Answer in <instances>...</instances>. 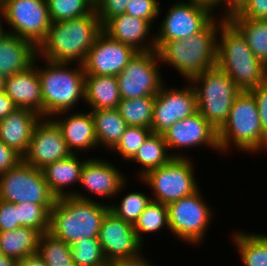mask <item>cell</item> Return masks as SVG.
<instances>
[{
  "label": "cell",
  "mask_w": 267,
  "mask_h": 266,
  "mask_svg": "<svg viewBox=\"0 0 267 266\" xmlns=\"http://www.w3.org/2000/svg\"><path fill=\"white\" fill-rule=\"evenodd\" d=\"M226 19L218 15L203 30L185 39L155 42L161 66H172L183 81L217 66L218 33Z\"/></svg>",
  "instance_id": "6da1fadb"
},
{
  "label": "cell",
  "mask_w": 267,
  "mask_h": 266,
  "mask_svg": "<svg viewBox=\"0 0 267 266\" xmlns=\"http://www.w3.org/2000/svg\"><path fill=\"white\" fill-rule=\"evenodd\" d=\"M96 8L88 15L51 22L37 56L56 63L83 64L96 37L102 32Z\"/></svg>",
  "instance_id": "7a4b0ae2"
},
{
  "label": "cell",
  "mask_w": 267,
  "mask_h": 266,
  "mask_svg": "<svg viewBox=\"0 0 267 266\" xmlns=\"http://www.w3.org/2000/svg\"><path fill=\"white\" fill-rule=\"evenodd\" d=\"M33 63L37 66L41 84L43 118H52L58 113L72 111L85 100L86 74L83 64L56 63L38 56ZM39 63L45 64L41 66Z\"/></svg>",
  "instance_id": "3957f363"
},
{
  "label": "cell",
  "mask_w": 267,
  "mask_h": 266,
  "mask_svg": "<svg viewBox=\"0 0 267 266\" xmlns=\"http://www.w3.org/2000/svg\"><path fill=\"white\" fill-rule=\"evenodd\" d=\"M217 135L220 155H227L231 150L247 155L267 151V137L261 126L256 99L250 91H242L234 99L228 118L217 130Z\"/></svg>",
  "instance_id": "277c9868"
},
{
  "label": "cell",
  "mask_w": 267,
  "mask_h": 266,
  "mask_svg": "<svg viewBox=\"0 0 267 266\" xmlns=\"http://www.w3.org/2000/svg\"><path fill=\"white\" fill-rule=\"evenodd\" d=\"M109 204L65 196L50 211L49 233L72 246L85 238H98Z\"/></svg>",
  "instance_id": "5b68a950"
},
{
  "label": "cell",
  "mask_w": 267,
  "mask_h": 266,
  "mask_svg": "<svg viewBox=\"0 0 267 266\" xmlns=\"http://www.w3.org/2000/svg\"><path fill=\"white\" fill-rule=\"evenodd\" d=\"M217 66L242 90L250 91L267 79V67L256 58L245 37L226 19L218 33Z\"/></svg>",
  "instance_id": "8992f818"
},
{
  "label": "cell",
  "mask_w": 267,
  "mask_h": 266,
  "mask_svg": "<svg viewBox=\"0 0 267 266\" xmlns=\"http://www.w3.org/2000/svg\"><path fill=\"white\" fill-rule=\"evenodd\" d=\"M190 82L196 92L197 111L218 130L242 90L218 66L205 70Z\"/></svg>",
  "instance_id": "52a82bcc"
},
{
  "label": "cell",
  "mask_w": 267,
  "mask_h": 266,
  "mask_svg": "<svg viewBox=\"0 0 267 266\" xmlns=\"http://www.w3.org/2000/svg\"><path fill=\"white\" fill-rule=\"evenodd\" d=\"M191 157H173L164 166L148 171L139 180L151 189V199L169 205L196 192V168Z\"/></svg>",
  "instance_id": "ba28073f"
},
{
  "label": "cell",
  "mask_w": 267,
  "mask_h": 266,
  "mask_svg": "<svg viewBox=\"0 0 267 266\" xmlns=\"http://www.w3.org/2000/svg\"><path fill=\"white\" fill-rule=\"evenodd\" d=\"M201 192L200 187L193 194L167 205L170 233L179 241L195 247L204 243L214 220L212 206L207 204Z\"/></svg>",
  "instance_id": "9c48e42d"
},
{
  "label": "cell",
  "mask_w": 267,
  "mask_h": 266,
  "mask_svg": "<svg viewBox=\"0 0 267 266\" xmlns=\"http://www.w3.org/2000/svg\"><path fill=\"white\" fill-rule=\"evenodd\" d=\"M56 199L48 188L42 170L23 160L0 175V200L15 204L54 205Z\"/></svg>",
  "instance_id": "30bf717a"
},
{
  "label": "cell",
  "mask_w": 267,
  "mask_h": 266,
  "mask_svg": "<svg viewBox=\"0 0 267 266\" xmlns=\"http://www.w3.org/2000/svg\"><path fill=\"white\" fill-rule=\"evenodd\" d=\"M0 8L7 32L30 41L36 48L45 40L51 20L46 0H5Z\"/></svg>",
  "instance_id": "8fae6325"
},
{
  "label": "cell",
  "mask_w": 267,
  "mask_h": 266,
  "mask_svg": "<svg viewBox=\"0 0 267 266\" xmlns=\"http://www.w3.org/2000/svg\"><path fill=\"white\" fill-rule=\"evenodd\" d=\"M156 50L136 52L116 78L121 99L156 96L166 83Z\"/></svg>",
  "instance_id": "7c38bea8"
},
{
  "label": "cell",
  "mask_w": 267,
  "mask_h": 266,
  "mask_svg": "<svg viewBox=\"0 0 267 266\" xmlns=\"http://www.w3.org/2000/svg\"><path fill=\"white\" fill-rule=\"evenodd\" d=\"M217 15L205 5L175 0L169 6L155 32V42L188 38L203 30Z\"/></svg>",
  "instance_id": "4fadbf2b"
},
{
  "label": "cell",
  "mask_w": 267,
  "mask_h": 266,
  "mask_svg": "<svg viewBox=\"0 0 267 266\" xmlns=\"http://www.w3.org/2000/svg\"><path fill=\"white\" fill-rule=\"evenodd\" d=\"M103 159L101 160V158L95 156L94 158L90 157L85 162L79 182V187L84 192L76 186L73 197L98 201L96 198L92 199L95 195L97 198H105L109 201V198L113 200H117V197L120 198L121 192L124 194L123 189L126 190V186L129 185L128 183L126 184V182L130 181L127 179L129 176L126 173L123 174V171H120L109 159ZM86 191H88L87 195L85 194Z\"/></svg>",
  "instance_id": "5bb4252c"
},
{
  "label": "cell",
  "mask_w": 267,
  "mask_h": 266,
  "mask_svg": "<svg viewBox=\"0 0 267 266\" xmlns=\"http://www.w3.org/2000/svg\"><path fill=\"white\" fill-rule=\"evenodd\" d=\"M98 240L110 265L144 259V245L139 241L131 223L108 211L99 230Z\"/></svg>",
  "instance_id": "9a60e30c"
},
{
  "label": "cell",
  "mask_w": 267,
  "mask_h": 266,
  "mask_svg": "<svg viewBox=\"0 0 267 266\" xmlns=\"http://www.w3.org/2000/svg\"><path fill=\"white\" fill-rule=\"evenodd\" d=\"M180 88L165 83L155 96L152 133L164 134L173 124L197 112L195 89L190 81ZM180 88V89H179Z\"/></svg>",
  "instance_id": "2e32d148"
},
{
  "label": "cell",
  "mask_w": 267,
  "mask_h": 266,
  "mask_svg": "<svg viewBox=\"0 0 267 266\" xmlns=\"http://www.w3.org/2000/svg\"><path fill=\"white\" fill-rule=\"evenodd\" d=\"M163 136L173 157H189L185 153V149L191 150L193 147L201 148L203 146H207L209 150L212 148L211 150L218 154L221 153L217 130L198 111L192 116L177 121Z\"/></svg>",
  "instance_id": "e0dca14e"
},
{
  "label": "cell",
  "mask_w": 267,
  "mask_h": 266,
  "mask_svg": "<svg viewBox=\"0 0 267 266\" xmlns=\"http://www.w3.org/2000/svg\"><path fill=\"white\" fill-rule=\"evenodd\" d=\"M71 154L57 124L51 118H42L34 129L22 160L37 169H43Z\"/></svg>",
  "instance_id": "ac0fdd59"
},
{
  "label": "cell",
  "mask_w": 267,
  "mask_h": 266,
  "mask_svg": "<svg viewBox=\"0 0 267 266\" xmlns=\"http://www.w3.org/2000/svg\"><path fill=\"white\" fill-rule=\"evenodd\" d=\"M136 52L102 31L88 51L83 63L84 72L86 75L117 76Z\"/></svg>",
  "instance_id": "d6986e66"
},
{
  "label": "cell",
  "mask_w": 267,
  "mask_h": 266,
  "mask_svg": "<svg viewBox=\"0 0 267 266\" xmlns=\"http://www.w3.org/2000/svg\"><path fill=\"white\" fill-rule=\"evenodd\" d=\"M51 119L62 131L63 138L72 154L79 153L80 155L82 152L87 154L98 148L90 110L65 111L54 115Z\"/></svg>",
  "instance_id": "ffe728a7"
},
{
  "label": "cell",
  "mask_w": 267,
  "mask_h": 266,
  "mask_svg": "<svg viewBox=\"0 0 267 266\" xmlns=\"http://www.w3.org/2000/svg\"><path fill=\"white\" fill-rule=\"evenodd\" d=\"M148 21L122 14L110 19L102 30L110 38L132 47L137 52L156 50L155 32Z\"/></svg>",
  "instance_id": "44dd1931"
},
{
  "label": "cell",
  "mask_w": 267,
  "mask_h": 266,
  "mask_svg": "<svg viewBox=\"0 0 267 266\" xmlns=\"http://www.w3.org/2000/svg\"><path fill=\"white\" fill-rule=\"evenodd\" d=\"M0 86L17 108L31 110L43 117L41 84L34 63L26 70L14 74Z\"/></svg>",
  "instance_id": "7402d4cb"
},
{
  "label": "cell",
  "mask_w": 267,
  "mask_h": 266,
  "mask_svg": "<svg viewBox=\"0 0 267 266\" xmlns=\"http://www.w3.org/2000/svg\"><path fill=\"white\" fill-rule=\"evenodd\" d=\"M43 117L28 110L17 108L0 120V141L23 157L29 147L36 125Z\"/></svg>",
  "instance_id": "603a6c76"
},
{
  "label": "cell",
  "mask_w": 267,
  "mask_h": 266,
  "mask_svg": "<svg viewBox=\"0 0 267 266\" xmlns=\"http://www.w3.org/2000/svg\"><path fill=\"white\" fill-rule=\"evenodd\" d=\"M37 48L28 40L7 32L0 38V85L33 64Z\"/></svg>",
  "instance_id": "cb8c5ba5"
},
{
  "label": "cell",
  "mask_w": 267,
  "mask_h": 266,
  "mask_svg": "<svg viewBox=\"0 0 267 266\" xmlns=\"http://www.w3.org/2000/svg\"><path fill=\"white\" fill-rule=\"evenodd\" d=\"M81 155L85 158L80 159L78 154H71L41 169L50 192L56 198L74 195L72 187L79 185L82 168L90 158Z\"/></svg>",
  "instance_id": "d4e9b609"
},
{
  "label": "cell",
  "mask_w": 267,
  "mask_h": 266,
  "mask_svg": "<svg viewBox=\"0 0 267 266\" xmlns=\"http://www.w3.org/2000/svg\"><path fill=\"white\" fill-rule=\"evenodd\" d=\"M120 101L116 76L86 75L84 104L89 110L117 109Z\"/></svg>",
  "instance_id": "484cf974"
},
{
  "label": "cell",
  "mask_w": 267,
  "mask_h": 266,
  "mask_svg": "<svg viewBox=\"0 0 267 266\" xmlns=\"http://www.w3.org/2000/svg\"><path fill=\"white\" fill-rule=\"evenodd\" d=\"M41 235L39 230L22 226L15 230L0 232L1 254L16 261L37 254Z\"/></svg>",
  "instance_id": "4316f807"
},
{
  "label": "cell",
  "mask_w": 267,
  "mask_h": 266,
  "mask_svg": "<svg viewBox=\"0 0 267 266\" xmlns=\"http://www.w3.org/2000/svg\"><path fill=\"white\" fill-rule=\"evenodd\" d=\"M94 121L98 148L110 151L120 141L128 125L117 109L90 110Z\"/></svg>",
  "instance_id": "83f0119b"
},
{
  "label": "cell",
  "mask_w": 267,
  "mask_h": 266,
  "mask_svg": "<svg viewBox=\"0 0 267 266\" xmlns=\"http://www.w3.org/2000/svg\"><path fill=\"white\" fill-rule=\"evenodd\" d=\"M246 231V232H245ZM232 242L238 250L242 266H267V234L247 230L232 232Z\"/></svg>",
  "instance_id": "f1b7e54d"
},
{
  "label": "cell",
  "mask_w": 267,
  "mask_h": 266,
  "mask_svg": "<svg viewBox=\"0 0 267 266\" xmlns=\"http://www.w3.org/2000/svg\"><path fill=\"white\" fill-rule=\"evenodd\" d=\"M172 158L163 134L151 133L130 160V163L135 162L136 165H140L136 175L140 179L148 171L164 166Z\"/></svg>",
  "instance_id": "f546056e"
},
{
  "label": "cell",
  "mask_w": 267,
  "mask_h": 266,
  "mask_svg": "<svg viewBox=\"0 0 267 266\" xmlns=\"http://www.w3.org/2000/svg\"><path fill=\"white\" fill-rule=\"evenodd\" d=\"M245 37L253 54L267 67V20L227 18Z\"/></svg>",
  "instance_id": "4dcf8cb0"
},
{
  "label": "cell",
  "mask_w": 267,
  "mask_h": 266,
  "mask_svg": "<svg viewBox=\"0 0 267 266\" xmlns=\"http://www.w3.org/2000/svg\"><path fill=\"white\" fill-rule=\"evenodd\" d=\"M155 96L121 99L117 110L128 126L151 129Z\"/></svg>",
  "instance_id": "1f68e13d"
},
{
  "label": "cell",
  "mask_w": 267,
  "mask_h": 266,
  "mask_svg": "<svg viewBox=\"0 0 267 266\" xmlns=\"http://www.w3.org/2000/svg\"><path fill=\"white\" fill-rule=\"evenodd\" d=\"M135 233L139 239V241L144 245V241L149 235V233L153 235V233L159 232L162 229L170 231L169 228V216L167 205L151 201L145 208L144 212L139 216L138 220L133 225ZM148 234V235H146Z\"/></svg>",
  "instance_id": "d6a6232c"
},
{
  "label": "cell",
  "mask_w": 267,
  "mask_h": 266,
  "mask_svg": "<svg viewBox=\"0 0 267 266\" xmlns=\"http://www.w3.org/2000/svg\"><path fill=\"white\" fill-rule=\"evenodd\" d=\"M38 254L47 266H77L71 256V246L49 232L41 235Z\"/></svg>",
  "instance_id": "836d02e7"
},
{
  "label": "cell",
  "mask_w": 267,
  "mask_h": 266,
  "mask_svg": "<svg viewBox=\"0 0 267 266\" xmlns=\"http://www.w3.org/2000/svg\"><path fill=\"white\" fill-rule=\"evenodd\" d=\"M147 195L149 194L137 190L128 191L123 195L122 200H119V203L116 201L106 203H109V211L115 216L134 225L146 206L152 201L151 196Z\"/></svg>",
  "instance_id": "e575fe53"
},
{
  "label": "cell",
  "mask_w": 267,
  "mask_h": 266,
  "mask_svg": "<svg viewBox=\"0 0 267 266\" xmlns=\"http://www.w3.org/2000/svg\"><path fill=\"white\" fill-rule=\"evenodd\" d=\"M51 22H61L90 14L95 6L89 0H46Z\"/></svg>",
  "instance_id": "d590c367"
},
{
  "label": "cell",
  "mask_w": 267,
  "mask_h": 266,
  "mask_svg": "<svg viewBox=\"0 0 267 266\" xmlns=\"http://www.w3.org/2000/svg\"><path fill=\"white\" fill-rule=\"evenodd\" d=\"M71 256L77 266H111L98 238H85L75 242L71 246Z\"/></svg>",
  "instance_id": "8d00e7d4"
},
{
  "label": "cell",
  "mask_w": 267,
  "mask_h": 266,
  "mask_svg": "<svg viewBox=\"0 0 267 266\" xmlns=\"http://www.w3.org/2000/svg\"><path fill=\"white\" fill-rule=\"evenodd\" d=\"M53 205L35 203H17L19 223L22 227L39 230L42 234L49 232L50 211Z\"/></svg>",
  "instance_id": "74e56055"
},
{
  "label": "cell",
  "mask_w": 267,
  "mask_h": 266,
  "mask_svg": "<svg viewBox=\"0 0 267 266\" xmlns=\"http://www.w3.org/2000/svg\"><path fill=\"white\" fill-rule=\"evenodd\" d=\"M151 133L152 130L149 128L128 126L120 141L110 152L119 154L124 163L129 162Z\"/></svg>",
  "instance_id": "f35d334b"
},
{
  "label": "cell",
  "mask_w": 267,
  "mask_h": 266,
  "mask_svg": "<svg viewBox=\"0 0 267 266\" xmlns=\"http://www.w3.org/2000/svg\"><path fill=\"white\" fill-rule=\"evenodd\" d=\"M160 0H131L126 7V14L144 19L152 26L162 12ZM154 22V23H153Z\"/></svg>",
  "instance_id": "ab89813d"
},
{
  "label": "cell",
  "mask_w": 267,
  "mask_h": 266,
  "mask_svg": "<svg viewBox=\"0 0 267 266\" xmlns=\"http://www.w3.org/2000/svg\"><path fill=\"white\" fill-rule=\"evenodd\" d=\"M131 0H102L97 5L96 11L102 27L112 18L126 12L127 4Z\"/></svg>",
  "instance_id": "60d3db41"
},
{
  "label": "cell",
  "mask_w": 267,
  "mask_h": 266,
  "mask_svg": "<svg viewBox=\"0 0 267 266\" xmlns=\"http://www.w3.org/2000/svg\"><path fill=\"white\" fill-rule=\"evenodd\" d=\"M228 18L267 20V0H246L241 8Z\"/></svg>",
  "instance_id": "b9f144b4"
},
{
  "label": "cell",
  "mask_w": 267,
  "mask_h": 266,
  "mask_svg": "<svg viewBox=\"0 0 267 266\" xmlns=\"http://www.w3.org/2000/svg\"><path fill=\"white\" fill-rule=\"evenodd\" d=\"M21 227L16 204L0 200V232Z\"/></svg>",
  "instance_id": "7bdbcfd3"
},
{
  "label": "cell",
  "mask_w": 267,
  "mask_h": 266,
  "mask_svg": "<svg viewBox=\"0 0 267 266\" xmlns=\"http://www.w3.org/2000/svg\"><path fill=\"white\" fill-rule=\"evenodd\" d=\"M250 92L256 99L261 126L264 135L267 137V79Z\"/></svg>",
  "instance_id": "ee69618b"
},
{
  "label": "cell",
  "mask_w": 267,
  "mask_h": 266,
  "mask_svg": "<svg viewBox=\"0 0 267 266\" xmlns=\"http://www.w3.org/2000/svg\"><path fill=\"white\" fill-rule=\"evenodd\" d=\"M20 161L22 157L0 141V175L15 167Z\"/></svg>",
  "instance_id": "f6af8a7d"
},
{
  "label": "cell",
  "mask_w": 267,
  "mask_h": 266,
  "mask_svg": "<svg viewBox=\"0 0 267 266\" xmlns=\"http://www.w3.org/2000/svg\"><path fill=\"white\" fill-rule=\"evenodd\" d=\"M245 1L246 0H216V12H222L223 14L220 13V16L222 15V17L228 18L230 15L236 13L245 3ZM218 9L219 11L221 9V11L219 12Z\"/></svg>",
  "instance_id": "bcb514c9"
},
{
  "label": "cell",
  "mask_w": 267,
  "mask_h": 266,
  "mask_svg": "<svg viewBox=\"0 0 267 266\" xmlns=\"http://www.w3.org/2000/svg\"><path fill=\"white\" fill-rule=\"evenodd\" d=\"M15 109L17 107L14 105V102L0 86V120L6 118Z\"/></svg>",
  "instance_id": "7dc6e473"
},
{
  "label": "cell",
  "mask_w": 267,
  "mask_h": 266,
  "mask_svg": "<svg viewBox=\"0 0 267 266\" xmlns=\"http://www.w3.org/2000/svg\"><path fill=\"white\" fill-rule=\"evenodd\" d=\"M17 266H47V264L37 253L17 261Z\"/></svg>",
  "instance_id": "c3c4849f"
},
{
  "label": "cell",
  "mask_w": 267,
  "mask_h": 266,
  "mask_svg": "<svg viewBox=\"0 0 267 266\" xmlns=\"http://www.w3.org/2000/svg\"><path fill=\"white\" fill-rule=\"evenodd\" d=\"M111 266H154L149 258L145 256L144 259L136 262L117 263Z\"/></svg>",
  "instance_id": "681fc988"
},
{
  "label": "cell",
  "mask_w": 267,
  "mask_h": 266,
  "mask_svg": "<svg viewBox=\"0 0 267 266\" xmlns=\"http://www.w3.org/2000/svg\"><path fill=\"white\" fill-rule=\"evenodd\" d=\"M0 266H17V261L11 257L0 254Z\"/></svg>",
  "instance_id": "f907efd6"
},
{
  "label": "cell",
  "mask_w": 267,
  "mask_h": 266,
  "mask_svg": "<svg viewBox=\"0 0 267 266\" xmlns=\"http://www.w3.org/2000/svg\"><path fill=\"white\" fill-rule=\"evenodd\" d=\"M190 2H195L199 3L202 5H205L213 10V12L218 16V14L215 12L216 11V0H186Z\"/></svg>",
  "instance_id": "816d5d0a"
},
{
  "label": "cell",
  "mask_w": 267,
  "mask_h": 266,
  "mask_svg": "<svg viewBox=\"0 0 267 266\" xmlns=\"http://www.w3.org/2000/svg\"><path fill=\"white\" fill-rule=\"evenodd\" d=\"M3 22H5V19H4L3 11L0 8V38L7 33L6 28L4 29Z\"/></svg>",
  "instance_id": "f5cc1de1"
},
{
  "label": "cell",
  "mask_w": 267,
  "mask_h": 266,
  "mask_svg": "<svg viewBox=\"0 0 267 266\" xmlns=\"http://www.w3.org/2000/svg\"><path fill=\"white\" fill-rule=\"evenodd\" d=\"M95 7L101 3L102 0H89Z\"/></svg>",
  "instance_id": "db71d44e"
},
{
  "label": "cell",
  "mask_w": 267,
  "mask_h": 266,
  "mask_svg": "<svg viewBox=\"0 0 267 266\" xmlns=\"http://www.w3.org/2000/svg\"><path fill=\"white\" fill-rule=\"evenodd\" d=\"M5 0H0V6H1V4L4 2Z\"/></svg>",
  "instance_id": "11a10c76"
}]
</instances>
